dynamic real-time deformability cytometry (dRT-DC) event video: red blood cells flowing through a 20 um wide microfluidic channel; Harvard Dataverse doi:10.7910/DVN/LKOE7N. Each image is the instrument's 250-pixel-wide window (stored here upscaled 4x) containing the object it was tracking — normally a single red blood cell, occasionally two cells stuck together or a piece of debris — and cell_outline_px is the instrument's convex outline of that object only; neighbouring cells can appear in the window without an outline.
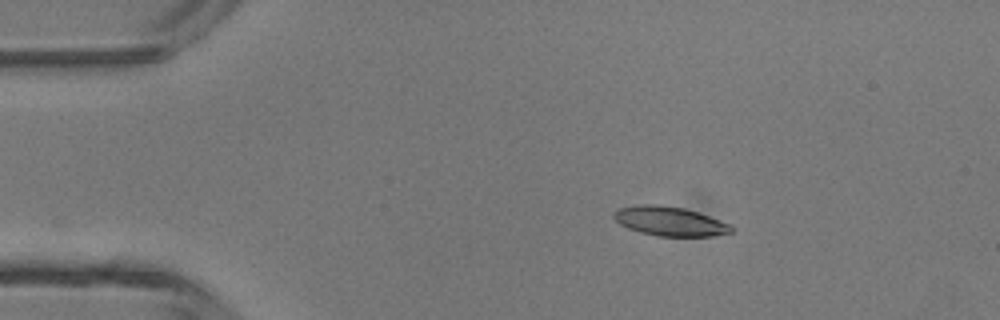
{"species": "common noctule bat (a hibernating species)", "species_latin": "Nyctalus noctula", "temperature_condition": "room temperature", "stored_images_in_passage": 7, "camera_frame_rate_fps": 3000, "um_per_image_px": 0.085, "animal": {"sex": "male", "body_mass_g": 13.3}, "frame": {"image": 1, "passage_image": 1, "time_ms": 0.0, "image_size_px": [1000, 320], "cell_outline_px": [[736, 228], [732, 232], [712, 236], [656, 236], [640, 232], [628, 228], [620, 224], [612, 216], [612, 212], [616, 208], [640, 204], [656, 204], [684, 208], [732, 224]], "centroid_in_image_um": [56.92, 18.8], "position_along_channel_um": 28.1, "area_um2": 20.23}}